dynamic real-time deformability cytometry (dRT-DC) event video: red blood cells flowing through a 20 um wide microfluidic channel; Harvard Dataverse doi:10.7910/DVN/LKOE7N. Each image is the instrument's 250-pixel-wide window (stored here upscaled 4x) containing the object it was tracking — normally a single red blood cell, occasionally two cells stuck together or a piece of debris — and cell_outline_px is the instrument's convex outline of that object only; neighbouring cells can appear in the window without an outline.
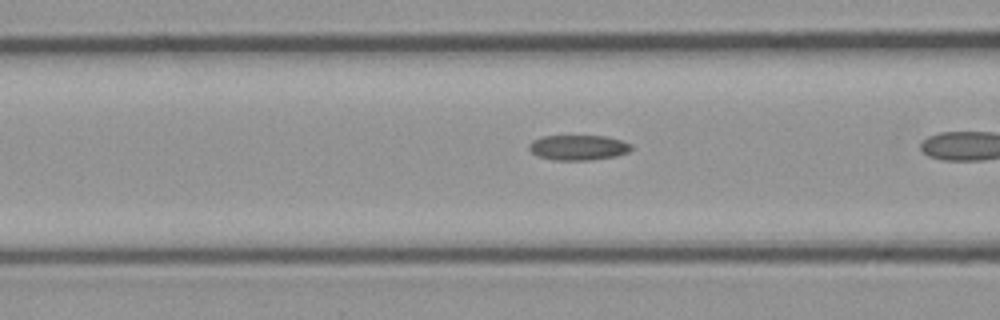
{"species": "common noctule bat (a hibernating species)", "species_latin": "Nyctalus noctula", "temperature_condition": "cold", "stored_images_in_passage": 25, "camera_frame_rate_fps": 3000, "um_per_image_px": 0.085, "animal": {"sex": "male", "body_mass_g": 23.1, "forearm_length_mm": 52.7}, "frame": {"image": 1, "passage_image": 19, "time_ms": 6.0, "image_size_px": [1000, 320], "cell_outline_px": [[632, 148], [628, 152], [616, 156], [592, 160], [552, 160], [540, 156], [532, 152], [528, 148], [528, 144], [532, 140], [544, 136], [608, 136], [632, 144]], "centroid_in_image_um": [49.16, 12.54], "position_along_channel_um": 117.4, "area_um2": 15.03}}
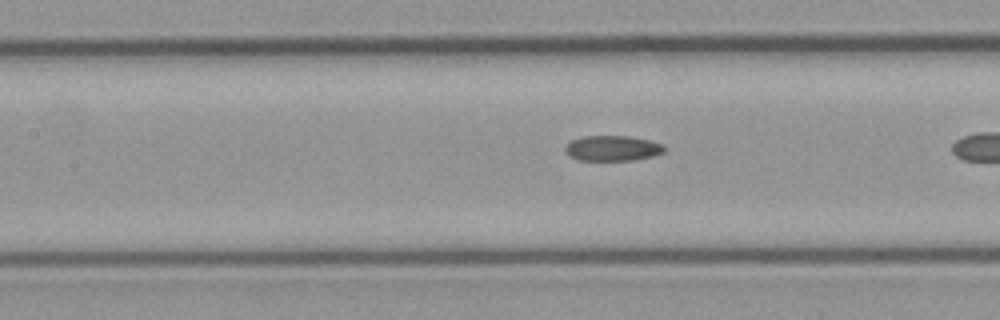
{"frame": {"image": 2, "passage_image": 22, "time_ms": 7.0, "image_size_px": [1000, 320], "cell_outline_px": [[668, 148], [664, 152], [652, 156], [632, 160], [580, 160], [568, 156], [564, 152], [564, 148], [572, 140], [584, 136], [628, 136], [648, 140], [664, 144]], "centroid_in_image_um": [52.07, 12.6], "position_along_channel_um": 155.3, "area_um2": 14.68}}